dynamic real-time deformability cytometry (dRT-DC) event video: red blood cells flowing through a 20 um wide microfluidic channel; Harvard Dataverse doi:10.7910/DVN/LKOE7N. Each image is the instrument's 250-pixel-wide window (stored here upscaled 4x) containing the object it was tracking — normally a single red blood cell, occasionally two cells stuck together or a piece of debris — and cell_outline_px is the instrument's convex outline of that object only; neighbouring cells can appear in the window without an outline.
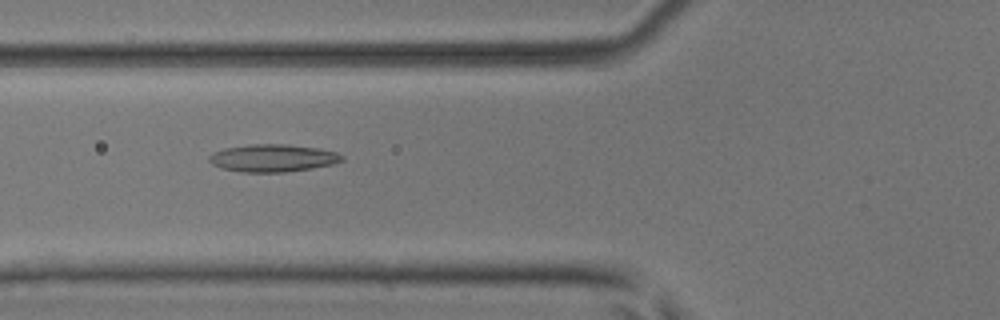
{"species": "common noctule bat (a hibernating species)", "species_latin": "Nyctalus noctula", "temperature_condition": "room temperature", "stored_images_in_passage": 49, "camera_frame_rate_fps": 3000, "um_per_image_px": 0.085, "animal": {"sex": "male", "body_mass_g": 17.9, "forearm_length_mm": 54.2}, "frame": {"image": 1, "passage_image": 19, "time_ms": 6.0, "image_size_px": [1000, 320], "cell_outline_px": [[344, 160], [332, 164], [312, 168], [284, 172], [240, 172], [220, 168], [212, 164], [208, 160], [208, 156], [212, 152], [224, 148], [252, 144], [288, 144], [320, 148], [336, 152], [344, 156]], "centroid_in_image_um": [23.17, 13.43], "position_along_channel_um": 102.6, "area_um2": 21.5}}
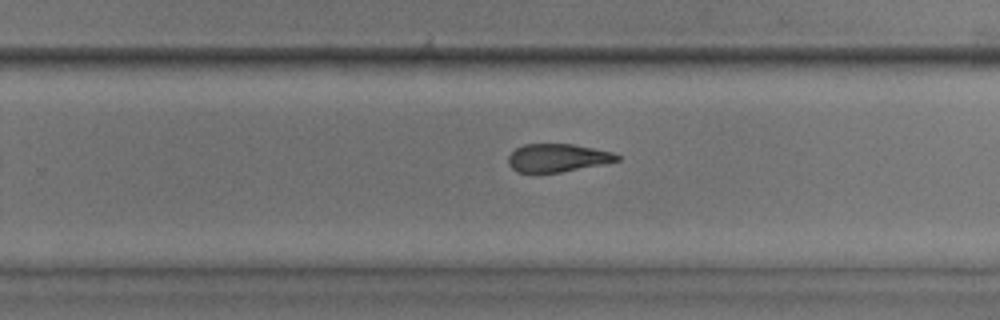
{"frame": {"image": 2, "passage_image": 32, "time_ms": 10.333, "image_size_px": [1000, 320], "cell_outline_px": [[620, 160], [608, 164], [560, 172], [516, 172], [508, 164], [508, 156], [516, 148], [524, 144], [572, 144], [612, 152], [620, 156]], "centroid_in_image_um": [47.41, 13.42], "position_along_channel_um": 282.4, "area_um2": 17.86}}
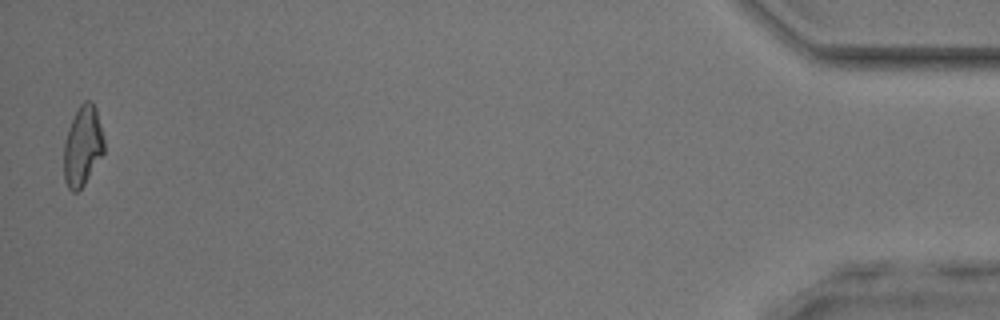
{"frame": {"image": 3, "passage_image": 49, "time_ms": 16.0, "image_size_px": [1000, 320], "cell_outline_px": [[104, 152], [84, 184], [76, 192], [72, 192], [68, 188], [64, 180], [64, 144], [68, 128], [80, 104], [84, 100], [92, 100], [96, 108], [104, 136]], "centroid_in_image_um": [7.03, 12.39], "position_along_channel_um": 428.2, "area_um2": 18.73}, "authors_computed_cell_mechanics": {"area_um2": 19.941, "velocity_mm_per_s": 4.1617, "shape_relaxation_time_tau1_ms": null, "shape_relaxation_time_tau2_ms": 2.8772, "deformation_change_tau1": null, "deformation_change_tau2": 0.1339}}